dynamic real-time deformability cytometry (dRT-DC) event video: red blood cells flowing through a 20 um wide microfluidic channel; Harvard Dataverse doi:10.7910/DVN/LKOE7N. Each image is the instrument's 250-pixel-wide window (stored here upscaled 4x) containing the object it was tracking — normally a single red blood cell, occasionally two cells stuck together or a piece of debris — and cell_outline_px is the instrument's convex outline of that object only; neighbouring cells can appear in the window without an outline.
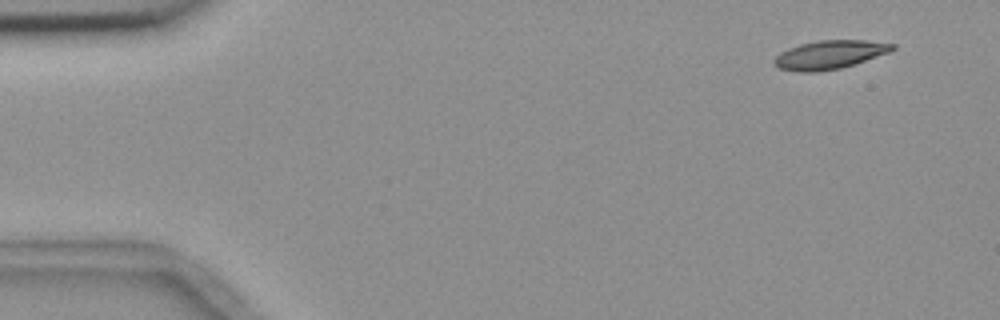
{"species": "common noctule bat (a hibernating species)", "species_latin": "Nyctalus noctula", "temperature_condition": "room temperature", "stored_images_in_passage": 6, "camera_frame_rate_fps": 3000, "um_per_image_px": 0.085, "animal": {"sex": "female", "body_mass_g": 18.4}, "frame": {"image": 1, "passage_image": 1, "time_ms": 0.0, "image_size_px": [1000, 320], "cell_outline_px": [[896, 48], [888, 52], [840, 68], [816, 72], [800, 72], [780, 68], [772, 64], [772, 60], [780, 52], [788, 48], [800, 44], [820, 40], [864, 40], [896, 44]], "centroid_in_image_um": [70.46, 4.64], "position_along_channel_um": 14.5, "area_um2": 19.48}}
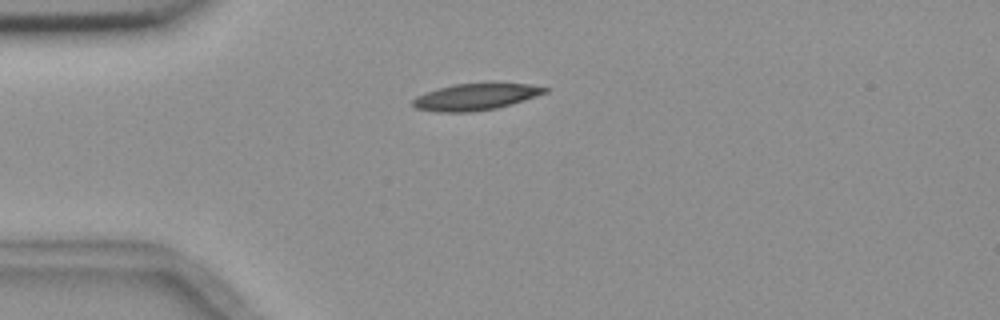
{"frame": {"image": 2, "passage_image": 4, "time_ms": 3.333, "image_size_px": [1000, 320], "cell_outline_px": [[548, 92], [512, 104], [496, 108], [468, 112], [436, 112], [416, 108], [412, 104], [412, 100], [416, 96], [452, 84], [528, 84], [548, 88]], "centroid_in_image_um": [40.41, 8.24], "position_along_channel_um": 44.6, "area_um2": 20.06}}